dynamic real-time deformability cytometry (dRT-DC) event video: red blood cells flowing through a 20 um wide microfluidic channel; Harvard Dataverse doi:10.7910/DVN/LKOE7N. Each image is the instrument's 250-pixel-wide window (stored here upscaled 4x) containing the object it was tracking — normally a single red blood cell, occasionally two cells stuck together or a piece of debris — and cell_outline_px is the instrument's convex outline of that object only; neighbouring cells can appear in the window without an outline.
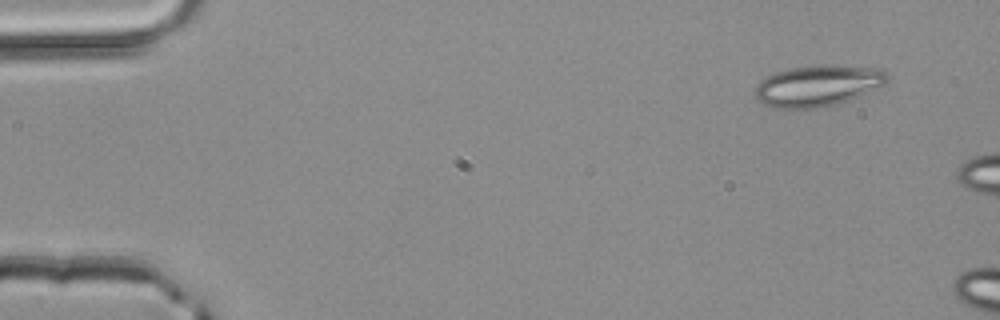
{"species": "common noctule bat (a hibernating species)", "species_latin": "Nyctalus noctula", "temperature_condition": "room temperature", "stored_images_in_passage": 3, "segment_of_instrument_passage": [2, 2], "camera_frame_rate_fps": 3000, "um_per_image_px": 0.085, "animal": {"sex": "male", "body_mass_g": 20.4}, "frame": {"image": 1, "passage_image": 3, "time_ms": 0.667, "image_size_px": [1000, 320], "cell_outline_px": [[888, 80], [884, 84], [848, 100], [824, 108], [772, 108], [756, 100], [756, 84], [764, 76], [788, 68], [820, 64], [824, 64], [880, 68], [888, 76]], "centroid_in_image_um": [69.46, 7.28], "position_along_channel_um": 15.5, "area_um2": 31.85}}